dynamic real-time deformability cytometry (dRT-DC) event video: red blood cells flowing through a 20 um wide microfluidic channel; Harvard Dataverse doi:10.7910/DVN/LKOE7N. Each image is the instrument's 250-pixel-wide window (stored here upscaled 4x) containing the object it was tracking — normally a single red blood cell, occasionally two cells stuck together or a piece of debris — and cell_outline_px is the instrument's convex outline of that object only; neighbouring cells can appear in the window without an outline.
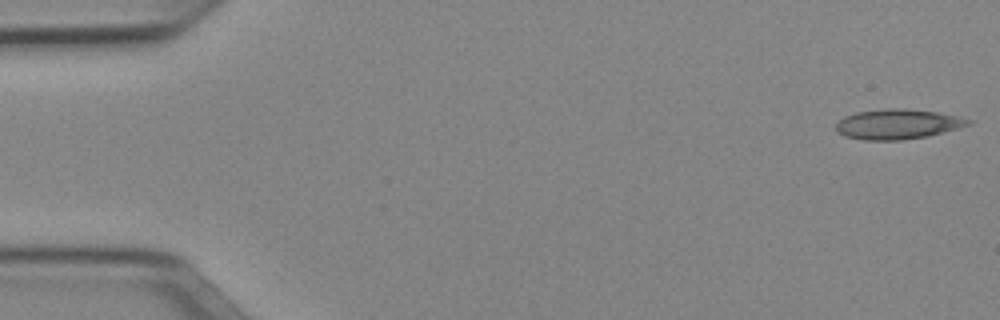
{"species": "Egyptian fruit bat (a non-hibernating species)", "species_latin": "Rousettus aegyptiacus", "temperature_condition": "cold", "stored_images_in_passage": 50, "camera_frame_rate_fps": 3000, "um_per_image_px": 0.085, "animal": {"sex": "female"}, "frame": {"image": 1, "passage_image": 1, "time_ms": 0.0, "image_size_px": [1000, 320], "cell_outline_px": [[972, 124], [960, 128], [928, 136], [904, 140], [864, 140], [844, 136], [836, 132], [836, 124], [844, 116], [856, 112], [884, 108], [904, 108], [936, 112], [960, 116], [972, 120]], "centroid_in_image_um": [76.31, 10.55], "position_along_channel_um": 8.7, "area_um2": 23.41}}
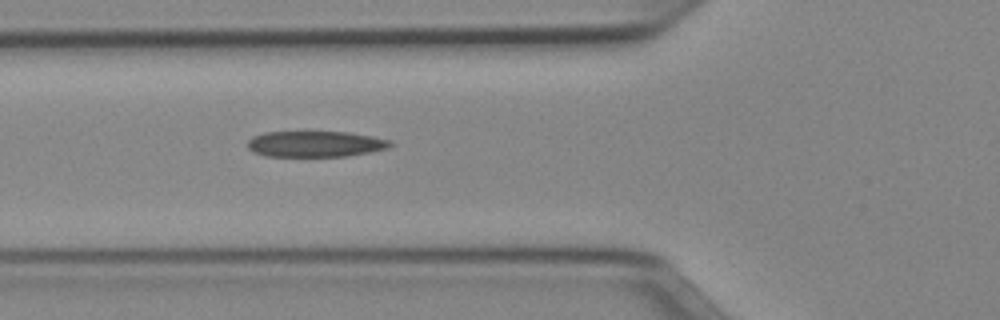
{"frame": {"image": 2, "passage_image": 18, "time_ms": 5.667, "image_size_px": [1000, 320], "cell_outline_px": [[396, 144], [388, 148], [348, 156], [264, 156], [252, 152], [248, 148], [248, 140], [252, 136], [264, 132], [348, 132], [372, 136], [392, 140]], "centroid_in_image_um": [26.81, 12.23], "position_along_channel_um": 99.0, "area_um2": 21.73}}
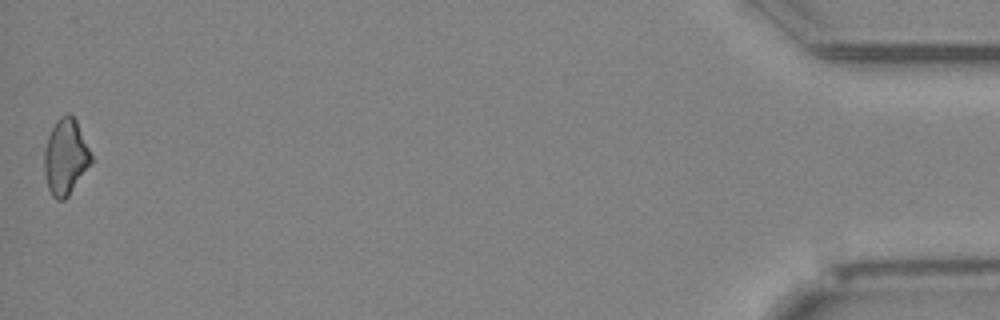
{"frame": {"image": 3, "passage_image": 50, "time_ms": 16.333, "image_size_px": [1000, 320], "cell_outline_px": [[92, 160], [68, 196], [64, 200], [56, 200], [52, 196], [48, 188], [44, 172], [44, 152], [48, 136], [56, 120], [60, 116], [68, 112], [76, 120], [92, 156]], "centroid_in_image_um": [5.54, 13.33], "position_along_channel_um": 429.7, "area_um2": 20.4}}